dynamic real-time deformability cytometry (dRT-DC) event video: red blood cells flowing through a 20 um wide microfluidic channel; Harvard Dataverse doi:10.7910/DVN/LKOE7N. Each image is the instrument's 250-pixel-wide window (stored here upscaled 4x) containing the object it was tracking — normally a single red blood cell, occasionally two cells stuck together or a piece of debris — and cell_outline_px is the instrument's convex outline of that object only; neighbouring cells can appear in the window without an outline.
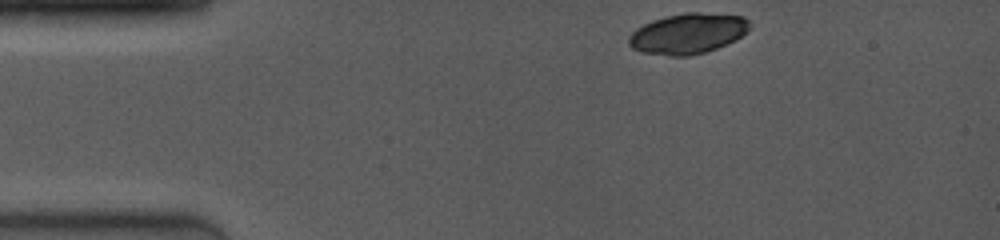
{"species": "common noctule bat (a hibernating species)", "species_latin": "Nyctalus noctula", "temperature_condition": "room temperature", "stored_images_in_passage": 12, "camera_frame_rate_fps": 4000, "um_per_image_px": 0.085, "animal": {"sex": "female", "body_mass_g": 19.0, "forearm_length_mm": 53.3}, "frame": {"image": 1, "passage_image": 1, "time_ms": 0.0, "image_size_px": [1000, 240], "cell_outline_px": [[748, 28], [736, 40], [728, 44], [704, 52], [688, 56], [668, 56], [640, 52], [632, 48], [628, 44], [628, 36], [636, 28], [652, 20], [664, 16], [684, 12], [700, 12], [744, 16], [748, 20]], "centroid_in_image_um": [58.42, 2.85], "position_along_channel_um": 26.6, "area_um2": 28.61}}